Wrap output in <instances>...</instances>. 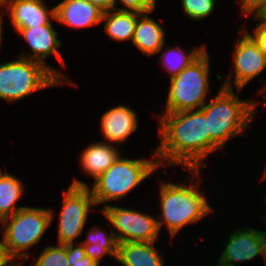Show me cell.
Masks as SVG:
<instances>
[{"label":"cell","mask_w":266,"mask_h":266,"mask_svg":"<svg viewBox=\"0 0 266 266\" xmlns=\"http://www.w3.org/2000/svg\"><path fill=\"white\" fill-rule=\"evenodd\" d=\"M158 0H117L118 10L136 11L144 13L151 10H157ZM121 5V6H120Z\"/></svg>","instance_id":"obj_27"},{"label":"cell","mask_w":266,"mask_h":266,"mask_svg":"<svg viewBox=\"0 0 266 266\" xmlns=\"http://www.w3.org/2000/svg\"><path fill=\"white\" fill-rule=\"evenodd\" d=\"M253 13L262 21H266V0Z\"/></svg>","instance_id":"obj_31"},{"label":"cell","mask_w":266,"mask_h":266,"mask_svg":"<svg viewBox=\"0 0 266 266\" xmlns=\"http://www.w3.org/2000/svg\"><path fill=\"white\" fill-rule=\"evenodd\" d=\"M66 250L70 266H100L86 255L85 247L81 242L66 244Z\"/></svg>","instance_id":"obj_25"},{"label":"cell","mask_w":266,"mask_h":266,"mask_svg":"<svg viewBox=\"0 0 266 266\" xmlns=\"http://www.w3.org/2000/svg\"><path fill=\"white\" fill-rule=\"evenodd\" d=\"M239 38L236 37L232 54L230 71L233 74H216V80L221 81L223 87L232 89H244L250 82L266 71V55L260 49L254 38L239 26ZM266 73V72H265ZM223 81V83H222Z\"/></svg>","instance_id":"obj_9"},{"label":"cell","mask_w":266,"mask_h":266,"mask_svg":"<svg viewBox=\"0 0 266 266\" xmlns=\"http://www.w3.org/2000/svg\"><path fill=\"white\" fill-rule=\"evenodd\" d=\"M158 242H120L115 261L119 266H166L165 252Z\"/></svg>","instance_id":"obj_18"},{"label":"cell","mask_w":266,"mask_h":266,"mask_svg":"<svg viewBox=\"0 0 266 266\" xmlns=\"http://www.w3.org/2000/svg\"><path fill=\"white\" fill-rule=\"evenodd\" d=\"M249 223L233 227V231H229L230 234L226 232L228 238L226 241L220 240L224 241V247L221 245V252L218 249L220 254L216 255V259L230 266H236L261 257L264 230L253 228Z\"/></svg>","instance_id":"obj_12"},{"label":"cell","mask_w":266,"mask_h":266,"mask_svg":"<svg viewBox=\"0 0 266 266\" xmlns=\"http://www.w3.org/2000/svg\"><path fill=\"white\" fill-rule=\"evenodd\" d=\"M53 210L51 207L28 205L0 223V243L17 265L24 266L25 260L31 256L29 250L41 243L53 226L56 219Z\"/></svg>","instance_id":"obj_5"},{"label":"cell","mask_w":266,"mask_h":266,"mask_svg":"<svg viewBox=\"0 0 266 266\" xmlns=\"http://www.w3.org/2000/svg\"><path fill=\"white\" fill-rule=\"evenodd\" d=\"M180 3L183 15L196 22L209 19L216 12L215 8L220 7L217 0H181Z\"/></svg>","instance_id":"obj_23"},{"label":"cell","mask_w":266,"mask_h":266,"mask_svg":"<svg viewBox=\"0 0 266 266\" xmlns=\"http://www.w3.org/2000/svg\"><path fill=\"white\" fill-rule=\"evenodd\" d=\"M188 176L183 181H173L160 178L158 187V206L154 209H160L156 213L157 223L160 233L163 227H166V234L170 235V243L184 228L194 224L202 223V219H207L215 212V206L208 198L203 189L204 170H185ZM202 171V172H201ZM190 174V176H189ZM171 180V181H170ZM190 180V181H188ZM199 181V182H198ZM204 190V191H203ZM160 202V203H159ZM212 213V214H211Z\"/></svg>","instance_id":"obj_2"},{"label":"cell","mask_w":266,"mask_h":266,"mask_svg":"<svg viewBox=\"0 0 266 266\" xmlns=\"http://www.w3.org/2000/svg\"><path fill=\"white\" fill-rule=\"evenodd\" d=\"M248 16L250 17L249 20L254 24V28L252 26V29L247 26H245L246 28L244 26L242 27L254 38L262 52L266 55V21L260 20L253 12L244 15L245 18Z\"/></svg>","instance_id":"obj_26"},{"label":"cell","mask_w":266,"mask_h":266,"mask_svg":"<svg viewBox=\"0 0 266 266\" xmlns=\"http://www.w3.org/2000/svg\"><path fill=\"white\" fill-rule=\"evenodd\" d=\"M262 200L261 202H263L265 210H266V194L262 196ZM265 214V215H264ZM259 218L263 220V222L265 223V228H266V212L262 214H259Z\"/></svg>","instance_id":"obj_34"},{"label":"cell","mask_w":266,"mask_h":266,"mask_svg":"<svg viewBox=\"0 0 266 266\" xmlns=\"http://www.w3.org/2000/svg\"><path fill=\"white\" fill-rule=\"evenodd\" d=\"M264 162H265V164H264V167L262 169V173L259 174L261 177H259V176L257 177L258 178V182L260 181V183L261 182L263 183V181H266V159H265Z\"/></svg>","instance_id":"obj_35"},{"label":"cell","mask_w":266,"mask_h":266,"mask_svg":"<svg viewBox=\"0 0 266 266\" xmlns=\"http://www.w3.org/2000/svg\"><path fill=\"white\" fill-rule=\"evenodd\" d=\"M218 89L201 108L208 119L212 157L216 152H225L224 147L233 138L244 136L258 113L254 96L245 98L242 90L221 85Z\"/></svg>","instance_id":"obj_3"},{"label":"cell","mask_w":266,"mask_h":266,"mask_svg":"<svg viewBox=\"0 0 266 266\" xmlns=\"http://www.w3.org/2000/svg\"><path fill=\"white\" fill-rule=\"evenodd\" d=\"M9 0H0V11L5 7Z\"/></svg>","instance_id":"obj_39"},{"label":"cell","mask_w":266,"mask_h":266,"mask_svg":"<svg viewBox=\"0 0 266 266\" xmlns=\"http://www.w3.org/2000/svg\"><path fill=\"white\" fill-rule=\"evenodd\" d=\"M103 11L87 0H61L55 5L58 25L70 29H92L100 26Z\"/></svg>","instance_id":"obj_15"},{"label":"cell","mask_w":266,"mask_h":266,"mask_svg":"<svg viewBox=\"0 0 266 266\" xmlns=\"http://www.w3.org/2000/svg\"><path fill=\"white\" fill-rule=\"evenodd\" d=\"M138 12L113 9L103 13L101 25L110 40L131 44Z\"/></svg>","instance_id":"obj_20"},{"label":"cell","mask_w":266,"mask_h":266,"mask_svg":"<svg viewBox=\"0 0 266 266\" xmlns=\"http://www.w3.org/2000/svg\"><path fill=\"white\" fill-rule=\"evenodd\" d=\"M139 209L116 203L101 210L105 220L110 222L118 243L157 242L161 239L157 215Z\"/></svg>","instance_id":"obj_10"},{"label":"cell","mask_w":266,"mask_h":266,"mask_svg":"<svg viewBox=\"0 0 266 266\" xmlns=\"http://www.w3.org/2000/svg\"><path fill=\"white\" fill-rule=\"evenodd\" d=\"M25 184L15 175L0 168V223L27 205H19L25 193Z\"/></svg>","instance_id":"obj_22"},{"label":"cell","mask_w":266,"mask_h":266,"mask_svg":"<svg viewBox=\"0 0 266 266\" xmlns=\"http://www.w3.org/2000/svg\"><path fill=\"white\" fill-rule=\"evenodd\" d=\"M254 100H255L257 107H259L262 104L261 106H263V109L266 110V100L264 102H262V100H261V102H259L260 100H258V99H254Z\"/></svg>","instance_id":"obj_37"},{"label":"cell","mask_w":266,"mask_h":266,"mask_svg":"<svg viewBox=\"0 0 266 266\" xmlns=\"http://www.w3.org/2000/svg\"><path fill=\"white\" fill-rule=\"evenodd\" d=\"M87 1L96 5L103 12L116 9L117 7V0H87Z\"/></svg>","instance_id":"obj_29"},{"label":"cell","mask_w":266,"mask_h":266,"mask_svg":"<svg viewBox=\"0 0 266 266\" xmlns=\"http://www.w3.org/2000/svg\"><path fill=\"white\" fill-rule=\"evenodd\" d=\"M147 158L128 157L122 154L104 173H102L91 185L86 180L73 177L70 185L88 187L94 197L96 206L100 211L106 206L127 199L137 187L141 186L157 170L160 169L155 149ZM151 175V176H150Z\"/></svg>","instance_id":"obj_4"},{"label":"cell","mask_w":266,"mask_h":266,"mask_svg":"<svg viewBox=\"0 0 266 266\" xmlns=\"http://www.w3.org/2000/svg\"><path fill=\"white\" fill-rule=\"evenodd\" d=\"M258 81L261 83V87L259 88V90H257L259 93V95L261 96L262 95V99H263V102L266 100V79L263 80L261 78H258Z\"/></svg>","instance_id":"obj_32"},{"label":"cell","mask_w":266,"mask_h":266,"mask_svg":"<svg viewBox=\"0 0 266 266\" xmlns=\"http://www.w3.org/2000/svg\"><path fill=\"white\" fill-rule=\"evenodd\" d=\"M174 45H169L166 43L158 52L156 56L159 54V62H161V68L163 71L168 73V77L179 74L185 67H187L194 59H196L205 49V43L200 44V46H193V48H185L178 43L173 42ZM188 51H187V50Z\"/></svg>","instance_id":"obj_21"},{"label":"cell","mask_w":266,"mask_h":266,"mask_svg":"<svg viewBox=\"0 0 266 266\" xmlns=\"http://www.w3.org/2000/svg\"><path fill=\"white\" fill-rule=\"evenodd\" d=\"M211 53L206 49L179 74L169 79L162 113L201 109L211 93Z\"/></svg>","instance_id":"obj_6"},{"label":"cell","mask_w":266,"mask_h":266,"mask_svg":"<svg viewBox=\"0 0 266 266\" xmlns=\"http://www.w3.org/2000/svg\"><path fill=\"white\" fill-rule=\"evenodd\" d=\"M155 10L144 13L138 12L134 35L131 44L137 50L148 57L158 54L160 49L166 44L167 32L155 18L151 17Z\"/></svg>","instance_id":"obj_17"},{"label":"cell","mask_w":266,"mask_h":266,"mask_svg":"<svg viewBox=\"0 0 266 266\" xmlns=\"http://www.w3.org/2000/svg\"><path fill=\"white\" fill-rule=\"evenodd\" d=\"M108 107L100 116V127L103 142L123 146L139 129L138 113L129 105L119 103Z\"/></svg>","instance_id":"obj_14"},{"label":"cell","mask_w":266,"mask_h":266,"mask_svg":"<svg viewBox=\"0 0 266 266\" xmlns=\"http://www.w3.org/2000/svg\"><path fill=\"white\" fill-rule=\"evenodd\" d=\"M261 259L264 263V266H266V231L264 230V237H263V245H262V251H261Z\"/></svg>","instance_id":"obj_33"},{"label":"cell","mask_w":266,"mask_h":266,"mask_svg":"<svg viewBox=\"0 0 266 266\" xmlns=\"http://www.w3.org/2000/svg\"><path fill=\"white\" fill-rule=\"evenodd\" d=\"M214 263H215L214 266H230L228 264H225V263L221 262L218 259L217 260L215 259ZM211 266H213V264Z\"/></svg>","instance_id":"obj_38"},{"label":"cell","mask_w":266,"mask_h":266,"mask_svg":"<svg viewBox=\"0 0 266 266\" xmlns=\"http://www.w3.org/2000/svg\"><path fill=\"white\" fill-rule=\"evenodd\" d=\"M3 30H4V27L2 26V24H1V22H0V50H1V47H2V42H3V39H4V37H3Z\"/></svg>","instance_id":"obj_36"},{"label":"cell","mask_w":266,"mask_h":266,"mask_svg":"<svg viewBox=\"0 0 266 266\" xmlns=\"http://www.w3.org/2000/svg\"><path fill=\"white\" fill-rule=\"evenodd\" d=\"M61 207L57 215L55 244L80 243L90 211L96 210L94 197L88 187L70 185L62 191ZM93 208V209H92Z\"/></svg>","instance_id":"obj_8"},{"label":"cell","mask_w":266,"mask_h":266,"mask_svg":"<svg viewBox=\"0 0 266 266\" xmlns=\"http://www.w3.org/2000/svg\"><path fill=\"white\" fill-rule=\"evenodd\" d=\"M101 224H93L90 226L88 232L85 231L86 236L84 240H81V243L85 247L86 255L99 265L103 263V258H106V256L115 260L118 248V241L112 231L110 222L106 220V223ZM104 228L107 229L105 230ZM108 229L109 231H107Z\"/></svg>","instance_id":"obj_19"},{"label":"cell","mask_w":266,"mask_h":266,"mask_svg":"<svg viewBox=\"0 0 266 266\" xmlns=\"http://www.w3.org/2000/svg\"><path fill=\"white\" fill-rule=\"evenodd\" d=\"M15 33L25 41L24 44L26 43L30 50L21 51L18 55L19 57L44 64L65 84V86L79 87L77 82L73 81V79L71 80L68 75L62 72L63 67L67 64L65 63L62 53L59 51L64 42L59 38V32L56 30V26L40 25L36 27L19 28ZM50 56L57 58L61 66L60 68L48 64L47 59Z\"/></svg>","instance_id":"obj_11"},{"label":"cell","mask_w":266,"mask_h":266,"mask_svg":"<svg viewBox=\"0 0 266 266\" xmlns=\"http://www.w3.org/2000/svg\"><path fill=\"white\" fill-rule=\"evenodd\" d=\"M33 257L31 266H70L68 263L66 244L51 245L50 242L49 245L47 242L43 250L41 252L39 251V254Z\"/></svg>","instance_id":"obj_24"},{"label":"cell","mask_w":266,"mask_h":266,"mask_svg":"<svg viewBox=\"0 0 266 266\" xmlns=\"http://www.w3.org/2000/svg\"><path fill=\"white\" fill-rule=\"evenodd\" d=\"M118 147L102 140L89 142V145L81 149L78 157L81 173L93 181L96 180L123 154Z\"/></svg>","instance_id":"obj_16"},{"label":"cell","mask_w":266,"mask_h":266,"mask_svg":"<svg viewBox=\"0 0 266 266\" xmlns=\"http://www.w3.org/2000/svg\"><path fill=\"white\" fill-rule=\"evenodd\" d=\"M265 0H236V4L239 7V17L253 12L259 5H261Z\"/></svg>","instance_id":"obj_28"},{"label":"cell","mask_w":266,"mask_h":266,"mask_svg":"<svg viewBox=\"0 0 266 266\" xmlns=\"http://www.w3.org/2000/svg\"><path fill=\"white\" fill-rule=\"evenodd\" d=\"M65 84L44 64L17 56L0 62V99L16 104L50 87Z\"/></svg>","instance_id":"obj_7"},{"label":"cell","mask_w":266,"mask_h":266,"mask_svg":"<svg viewBox=\"0 0 266 266\" xmlns=\"http://www.w3.org/2000/svg\"><path fill=\"white\" fill-rule=\"evenodd\" d=\"M155 117L159 125L155 152L163 175L175 166L182 167V171L210 167L206 162L210 157L208 119L201 109L159 113Z\"/></svg>","instance_id":"obj_1"},{"label":"cell","mask_w":266,"mask_h":266,"mask_svg":"<svg viewBox=\"0 0 266 266\" xmlns=\"http://www.w3.org/2000/svg\"><path fill=\"white\" fill-rule=\"evenodd\" d=\"M0 266H19L6 253L0 243Z\"/></svg>","instance_id":"obj_30"},{"label":"cell","mask_w":266,"mask_h":266,"mask_svg":"<svg viewBox=\"0 0 266 266\" xmlns=\"http://www.w3.org/2000/svg\"><path fill=\"white\" fill-rule=\"evenodd\" d=\"M47 0H9L0 11V22L2 26L6 23L5 17L10 19L13 32L19 28L36 27L40 25H54L55 5L48 6ZM6 15V16H5ZM55 22V23H53Z\"/></svg>","instance_id":"obj_13"}]
</instances>
